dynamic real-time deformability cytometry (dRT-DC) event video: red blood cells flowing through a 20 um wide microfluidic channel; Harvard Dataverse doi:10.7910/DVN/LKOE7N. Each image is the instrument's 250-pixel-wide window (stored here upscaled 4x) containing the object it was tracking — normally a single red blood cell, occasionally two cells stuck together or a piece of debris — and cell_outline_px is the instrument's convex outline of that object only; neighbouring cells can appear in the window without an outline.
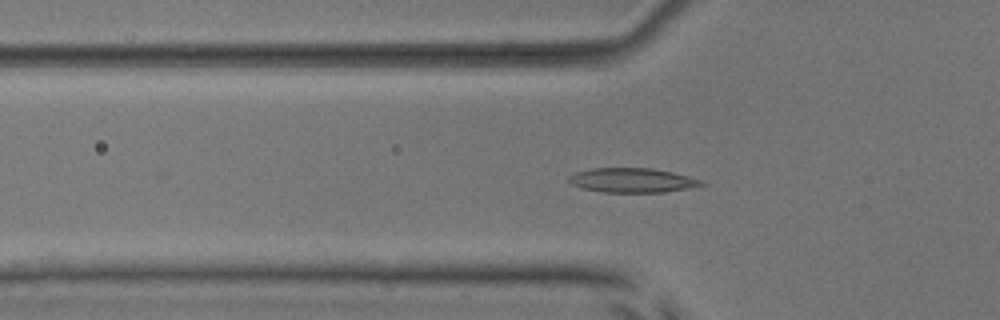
{"species": "common noctule bat (a hibernating species)", "species_latin": "Nyctalus noctula", "temperature_condition": "room temperature", "stored_images_in_passage": 52, "camera_frame_rate_fps": 3000, "um_per_image_px": 0.085, "animal": {"sex": "male", "body_mass_g": 17.9, "forearm_length_mm": 54.2}, "frame": {"image": 1, "passage_image": 18, "time_ms": 5.667, "image_size_px": [1000, 320], "cell_outline_px": [[704, 184], [688, 188], [664, 192], [604, 192], [580, 188], [572, 184], [568, 180], [568, 176], [572, 172], [592, 168], [652, 168], [672, 172], [688, 176], [700, 180]], "centroid_in_image_um": [53.66, 15.31], "position_along_channel_um": 72.1, "area_um2": 18.84}}
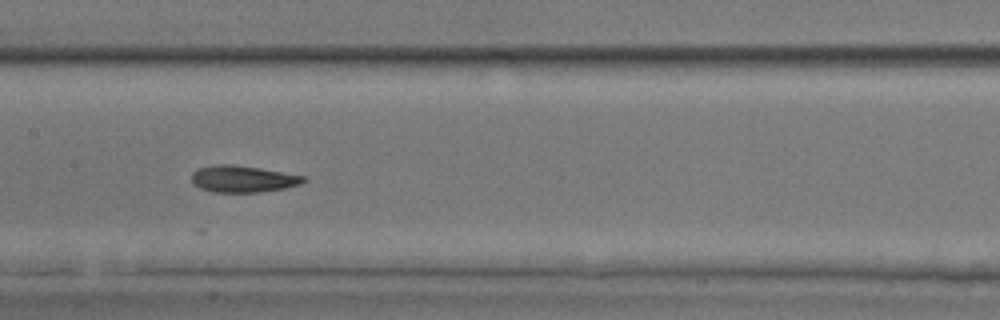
{"frame": {"image": 2, "passage_image": 27, "time_ms": 8.667, "image_size_px": [1000, 320], "cell_outline_px": [[308, 180], [300, 184], [284, 188], [260, 192], [212, 192], [200, 188], [192, 184], [192, 172], [200, 168], [216, 164], [232, 164], [260, 168], [304, 176]], "centroid_in_image_um": [20.63, 15.21], "position_along_channel_um": 186.8, "area_um2": 17.4}}
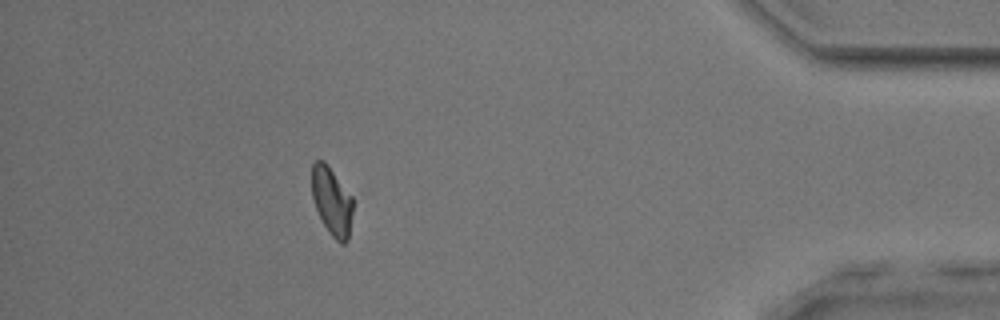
{"frame": {"image": 3, "passage_image": 48, "time_ms": 15.667, "image_size_px": [1000, 320], "cell_outline_px": [[352, 212], [348, 240], [344, 244], [340, 244], [328, 232], [316, 208], [312, 196], [312, 164], [316, 160], [324, 160], [328, 164], [352, 196]], "centroid_in_image_um": [28.2, 17.09], "position_along_channel_um": 407.0, "area_um2": 16.3}}